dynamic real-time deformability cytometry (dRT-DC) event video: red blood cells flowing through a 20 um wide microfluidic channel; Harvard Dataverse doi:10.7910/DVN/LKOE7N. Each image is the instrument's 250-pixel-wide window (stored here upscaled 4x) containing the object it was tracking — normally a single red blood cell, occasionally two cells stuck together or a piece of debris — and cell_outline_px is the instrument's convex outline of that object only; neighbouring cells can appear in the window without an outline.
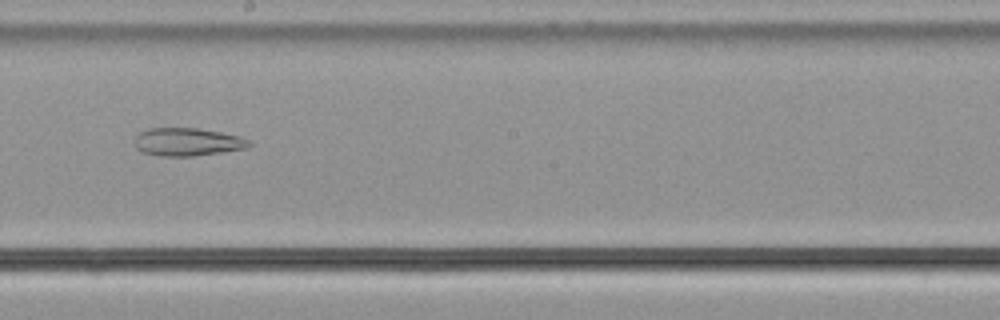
{"species": "common noctule bat (a hibernating species)", "species_latin": "Nyctalus noctula", "temperature_condition": "cold", "stored_images_in_passage": 40, "camera_frame_rate_fps": 3000, "um_per_image_px": 0.085, "animal": {"sex": "male", "body_mass_g": 21.5, "forearm_length_mm": 52.0}, "frame": {"image": 1, "passage_image": 16, "time_ms": 5.0, "image_size_px": [1000, 320], "cell_outline_px": [[252, 144], [248, 148], [224, 152], [192, 156], [160, 156], [144, 152], [136, 148], [136, 136], [140, 132], [148, 128], [200, 128], [240, 136], [248, 140]], "centroid_in_image_um": [15.97, 12.06], "position_along_channel_um": 232.2, "area_um2": 18.67}}
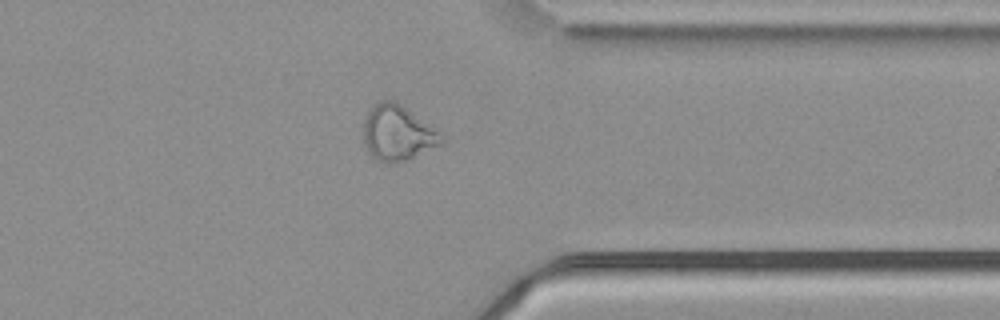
{"frame": {"image": 2, "passage_image": 28, "time_ms": 9.0, "image_size_px": [1000, 320], "cell_outline_px": [[448, 140], [444, 144], [408, 160], [388, 164], [384, 164], [376, 160], [372, 156], [364, 144], [364, 120], [368, 112], [380, 100], [392, 100], [400, 104], [440, 132]], "centroid_in_image_um": [33.84, 11.35], "position_along_channel_um": 377.6, "area_um2": 25.32}}
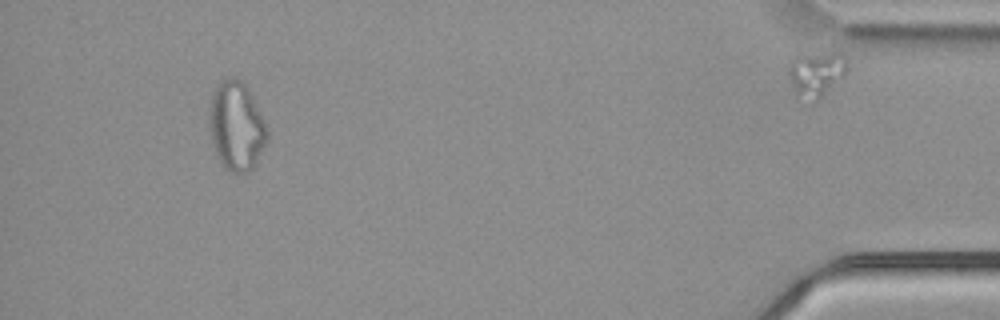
{"frame": {"image": 3, "passage_image": 36, "time_ms": 11.667, "image_size_px": [1000, 320], "cell_outline_px": [[268, 136], [252, 168], [248, 172], [228, 172], [220, 160], [216, 152], [212, 140], [208, 120], [208, 112], [212, 92], [216, 84], [220, 80], [228, 76], [232, 76], [240, 80], [248, 88], [268, 132]], "centroid_in_image_um": [20.04, 10.66], "position_along_channel_um": 415.2, "area_um2": 29.59}, "authors_computed_cell_mechanics": {"area_um2": 24.3338, "velocity_mm_per_s": 3.772, "shape_relaxation_time_tau1_ms": null, "shape_relaxation_time_tau2_ms": 9.5228, "deformation_change_tau1": null, "deformation_change_tau2": 0.228}}